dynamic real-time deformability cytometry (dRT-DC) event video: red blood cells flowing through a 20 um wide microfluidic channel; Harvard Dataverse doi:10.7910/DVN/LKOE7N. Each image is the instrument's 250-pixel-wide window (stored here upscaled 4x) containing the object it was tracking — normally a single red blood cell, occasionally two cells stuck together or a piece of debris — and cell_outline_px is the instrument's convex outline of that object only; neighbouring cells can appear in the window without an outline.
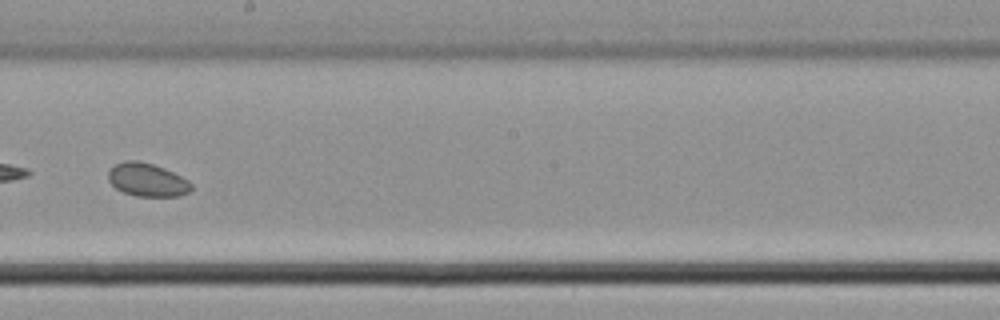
{"species": "common noctule bat (a hibernating species)", "species_latin": "Nyctalus noctula", "temperature_condition": "cold", "stored_images_in_passage": 22, "camera_frame_rate_fps": 3000, "um_per_image_px": 0.085, "animal": {"sex": "male", "body_mass_g": 21.5, "forearm_length_mm": 52.0}, "frame": {"image": 1, "passage_image": 10, "time_ms": 3.0, "image_size_px": [1000, 320], "cell_outline_px": [[192, 188], [188, 192], [176, 196], [136, 196], [124, 192], [116, 188], [108, 180], [108, 172], [116, 164], [124, 160], [140, 160], [164, 168], [188, 180], [192, 184]], "centroid_in_image_um": [12.5, 15.28], "position_along_channel_um": 235.7, "area_um2": 15.95}}